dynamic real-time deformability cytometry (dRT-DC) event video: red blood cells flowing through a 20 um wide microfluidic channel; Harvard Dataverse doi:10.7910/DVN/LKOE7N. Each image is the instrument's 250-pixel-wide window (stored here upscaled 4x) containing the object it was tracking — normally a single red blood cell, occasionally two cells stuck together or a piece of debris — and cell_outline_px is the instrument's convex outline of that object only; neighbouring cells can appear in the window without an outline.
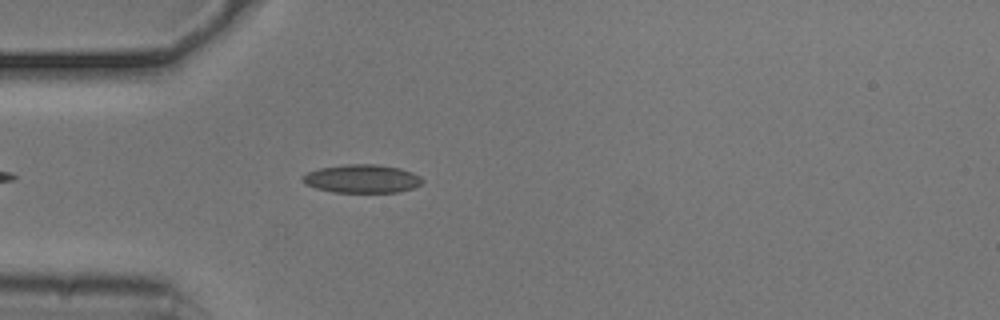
{"species": "common noctule bat (a hibernating species)", "species_latin": "Nyctalus noctula", "temperature_condition": "cold", "stored_images_in_passage": 20, "camera_frame_rate_fps": 3000, "um_per_image_px": 0.085, "animal": {"sex": "male", "body_mass_g": 20.5, "forearm_length_mm": 52.5}, "frame": {"image": 1, "passage_image": 3, "time_ms": 0.667, "image_size_px": [1000, 320], "cell_outline_px": [[424, 180], [420, 184], [412, 188], [396, 192], [332, 192], [316, 188], [300, 180], [300, 176], [308, 172], [320, 168], [344, 164], [376, 164], [400, 168], [412, 172], [420, 176]], "centroid_in_image_um": [30.75, 15.18], "position_along_channel_um": 54.2, "area_um2": 19.77}}
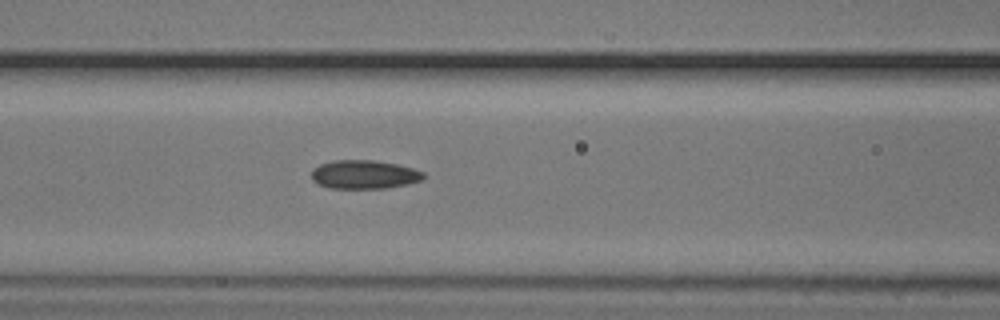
{"frame": {"image": 2, "passage_image": 10, "time_ms": 3.0, "image_size_px": [1000, 320], "cell_outline_px": [[424, 176], [420, 180], [408, 184], [384, 188], [328, 188], [316, 184], [312, 180], [312, 168], [320, 164], [332, 160], [372, 160], [396, 164], [412, 168], [424, 172]], "centroid_in_image_um": [30.9, 14.83], "position_along_channel_um": 135.7, "area_um2": 18.73}}
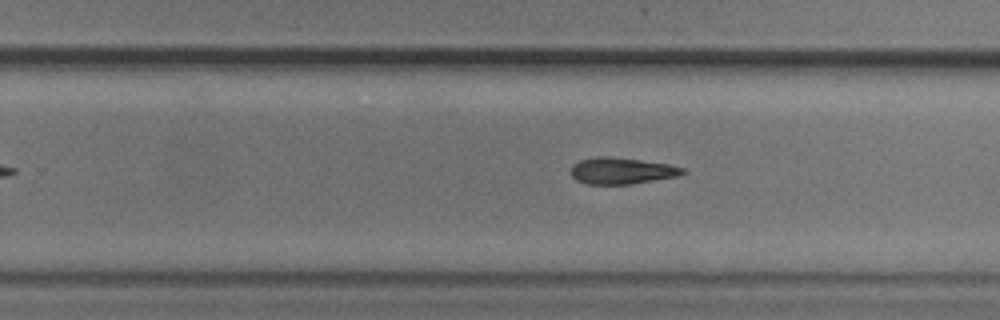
{"frame": {"image": 3, "passage_image": 18, "time_ms": 5.667, "image_size_px": [1000, 320], "cell_outline_px": [[684, 172], [676, 176], [632, 184], [584, 184], [576, 180], [572, 176], [572, 164], [580, 160], [600, 156], [608, 156], [640, 160], [668, 164], [684, 168]], "centroid_in_image_um": [52.79, 14.52], "position_along_channel_um": 277.0, "area_um2": 17.05}}